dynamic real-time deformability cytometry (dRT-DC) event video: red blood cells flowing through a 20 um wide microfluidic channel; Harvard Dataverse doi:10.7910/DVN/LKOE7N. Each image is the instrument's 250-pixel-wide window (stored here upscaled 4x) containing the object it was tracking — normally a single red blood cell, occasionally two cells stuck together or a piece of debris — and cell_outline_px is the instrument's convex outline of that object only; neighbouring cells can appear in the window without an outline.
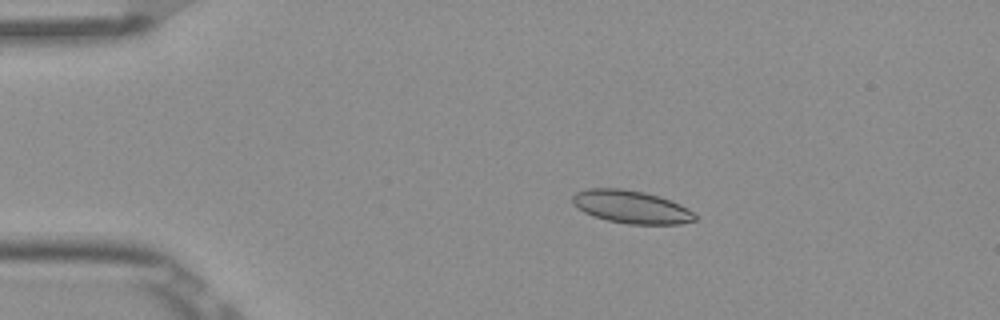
{"species": "Egyptian fruit bat (a non-hibernating species)", "species_latin": "Rousettus aegyptiacus", "temperature_condition": "room temperature", "stored_images_in_passage": 5, "camera_frame_rate_fps": 3000, "um_per_image_px": 0.085, "frame": {"image": 1, "passage_image": 3, "time_ms": 0.667, "image_size_px": [1000, 320], "cell_outline_px": [[696, 220], [680, 224], [628, 224], [608, 220], [592, 216], [584, 212], [572, 204], [572, 196], [576, 192], [588, 188], [620, 188], [644, 192], [660, 196], [680, 204], [688, 208], [696, 216]], "centroid_in_image_um": [53.64, 17.58], "position_along_channel_um": 31.4, "area_um2": 23.52}}
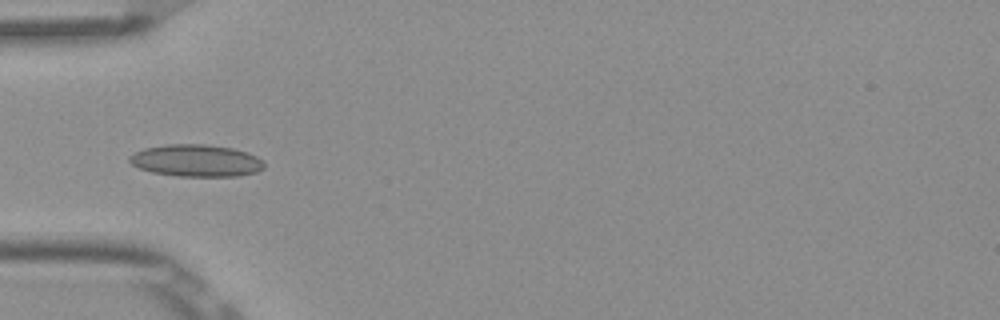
{"frame": {"image": 2, "passage_image": 5, "time_ms": 1.333, "image_size_px": [1000, 320], "cell_outline_px": [[264, 168], [256, 172], [236, 176], [180, 176], [152, 172], [140, 168], [132, 164], [128, 160], [128, 156], [144, 148], [168, 144], [204, 144], [232, 148], [248, 152], [264, 160]], "centroid_in_image_um": [16.69, 13.64], "position_along_channel_um": 68.3, "area_um2": 25.14}}